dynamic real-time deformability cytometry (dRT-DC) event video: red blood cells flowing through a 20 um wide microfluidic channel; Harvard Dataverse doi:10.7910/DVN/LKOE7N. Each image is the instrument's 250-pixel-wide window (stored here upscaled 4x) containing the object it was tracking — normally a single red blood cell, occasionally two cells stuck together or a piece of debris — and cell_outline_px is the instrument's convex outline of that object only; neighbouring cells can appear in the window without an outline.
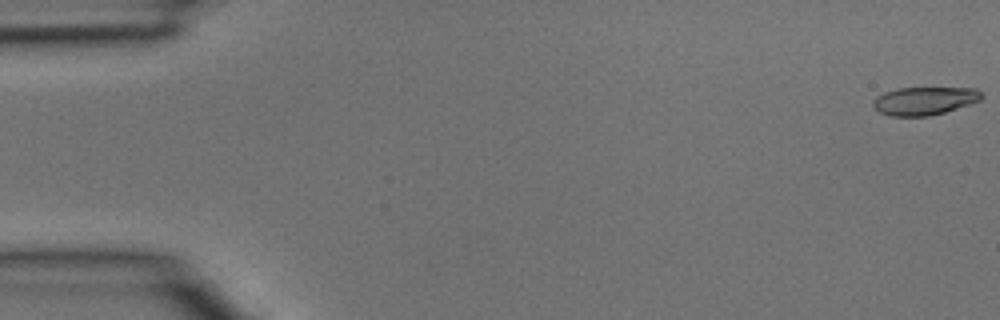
{"species": "common noctule bat (a hibernating species)", "species_latin": "Nyctalus noctula", "temperature_condition": "room temperature", "stored_images_in_passage": 4, "camera_frame_rate_fps": 3000, "um_per_image_px": 0.085, "animal": {"sex": "male", "body_mass_g": 15.6}, "frame": {"image": 1, "passage_image": 1, "time_ms": 0.0, "image_size_px": [1000, 320], "cell_outline_px": [[984, 96], [980, 100], [944, 112], [928, 116], [888, 116], [872, 108], [872, 104], [876, 96], [884, 92], [900, 88], [976, 88]], "centroid_in_image_um": [78.53, 8.57], "position_along_channel_um": 6.5, "area_um2": 17.69}}
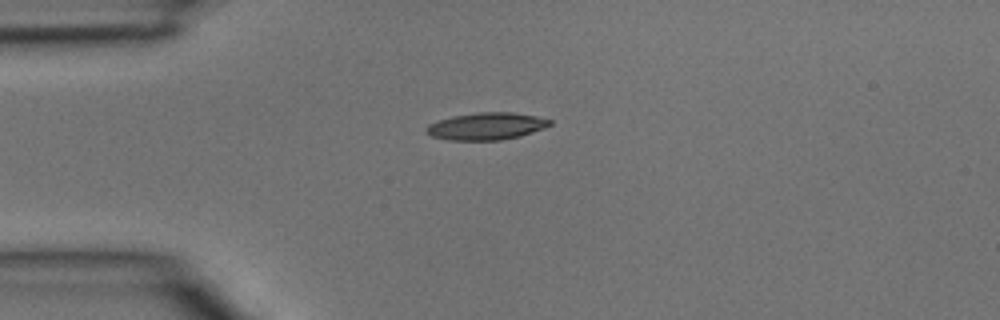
{"frame": {"image": 2, "passage_image": 4, "time_ms": 1.0, "image_size_px": [1000, 320], "cell_outline_px": [[552, 124], [544, 128], [520, 136], [500, 140], [448, 140], [432, 136], [424, 132], [424, 128], [428, 124], [452, 116], [480, 112], [512, 112], [536, 116], [552, 120]], "centroid_in_image_um": [41.33, 10.73], "position_along_channel_um": 43.7, "area_um2": 19.59}}